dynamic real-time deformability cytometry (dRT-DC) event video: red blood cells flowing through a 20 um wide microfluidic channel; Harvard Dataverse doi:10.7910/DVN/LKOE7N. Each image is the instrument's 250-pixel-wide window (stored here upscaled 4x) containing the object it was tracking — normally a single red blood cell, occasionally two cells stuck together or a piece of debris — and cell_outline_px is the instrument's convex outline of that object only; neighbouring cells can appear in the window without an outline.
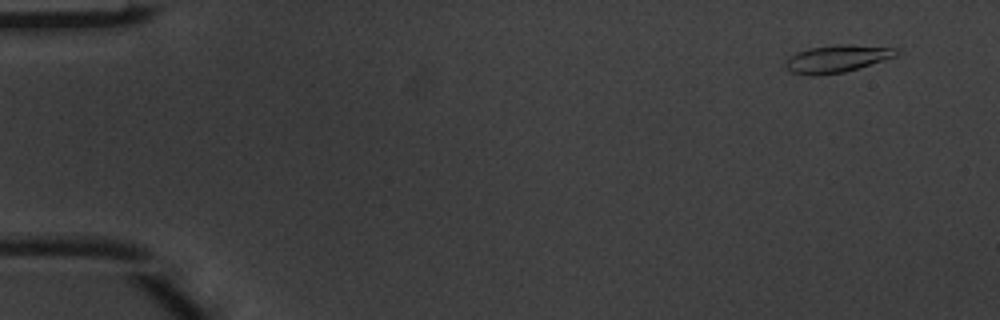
{"species": "common noctule bat (a hibernating species)", "species_latin": "Nyctalus noctula", "temperature_condition": "warm", "stored_images_in_passage": 4, "camera_frame_rate_fps": 3000, "um_per_image_px": 0.085, "animal": {"sex": "male", "body_mass_g": 20.1, "forearm_length_mm": 53.5}, "frame": {"image": 1, "passage_image": 1, "time_ms": 0.0, "image_size_px": [1000, 320], "cell_outline_px": [[900, 52], [896, 56], [844, 72], [816, 76], [808, 76], [792, 72], [784, 64], [796, 52], [812, 48], [840, 44], [848, 44], [896, 48]], "centroid_in_image_um": [71.15, 5.0], "position_along_channel_um": 13.9, "area_um2": 17.4}}